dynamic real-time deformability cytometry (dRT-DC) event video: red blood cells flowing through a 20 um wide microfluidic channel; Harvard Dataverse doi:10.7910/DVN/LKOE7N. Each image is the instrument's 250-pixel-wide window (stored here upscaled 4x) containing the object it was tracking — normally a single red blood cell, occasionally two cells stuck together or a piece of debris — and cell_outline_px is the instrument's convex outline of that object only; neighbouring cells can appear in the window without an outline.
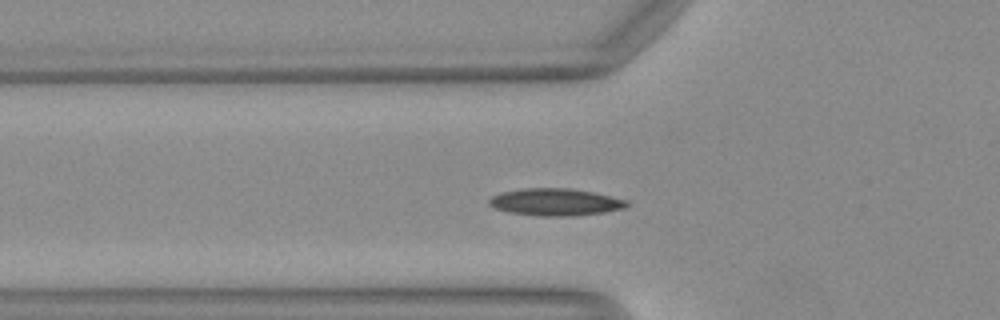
{"species": "Egyptian fruit bat (a non-hibernating species)", "species_latin": "Rousettus aegyptiacus", "temperature_condition": "warm", "stored_images_in_passage": 48, "camera_frame_rate_fps": 3000, "um_per_image_px": 0.085, "animal": {"sex": "female"}, "frame": {"image": 1, "passage_image": 15, "time_ms": 4.667, "image_size_px": [1000, 320], "cell_outline_px": [[628, 204], [624, 208], [604, 212], [572, 216], [540, 216], [508, 212], [496, 208], [488, 204], [488, 200], [492, 196], [500, 192], [524, 188], [572, 188], [592, 192], [628, 200]], "centroid_in_image_um": [47.18, 17.17], "position_along_channel_um": 78.6, "area_um2": 21.79}}
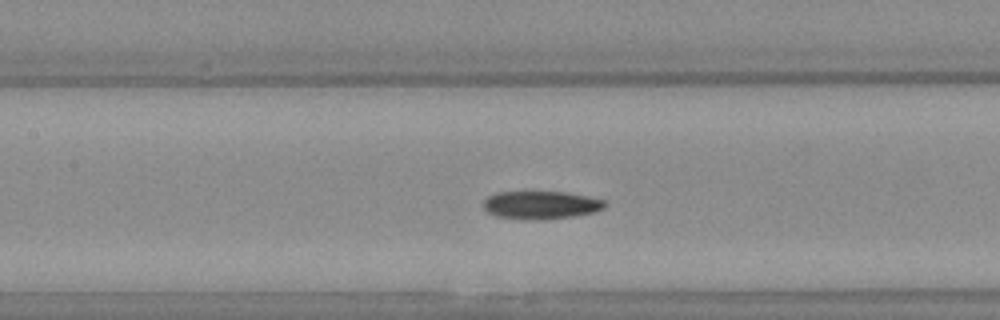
{"frame": {"image": 2, "passage_image": 21, "time_ms": 6.667, "image_size_px": [1000, 320], "cell_outline_px": [[608, 204], [604, 208], [596, 212], [576, 216], [540, 220], [524, 220], [496, 216], [488, 212], [484, 208], [484, 200], [488, 196], [496, 192], [564, 192], [604, 200]], "centroid_in_image_um": [45.98, 17.44], "position_along_channel_um": 161.4, "area_um2": 19.94}}
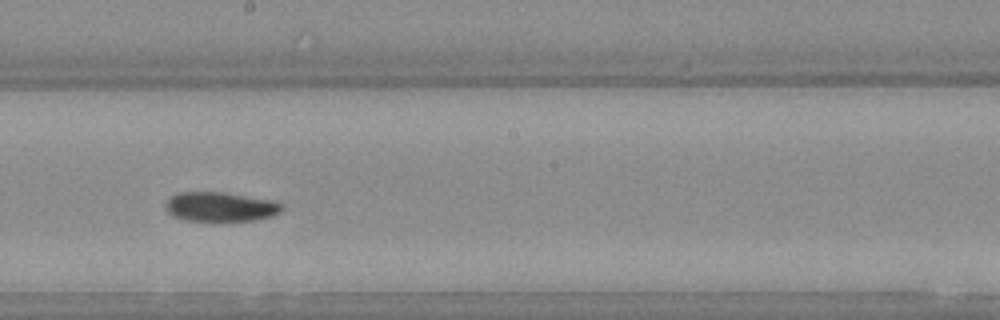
{"frame": {"image": 3, "passage_image": 26, "time_ms": 8.333, "image_size_px": [1000, 320], "cell_outline_px": [[284, 208], [280, 212], [272, 216], [256, 220], [184, 220], [172, 216], [164, 208], [164, 204], [172, 196], [180, 192], [220, 192], [276, 200], [284, 204]], "centroid_in_image_um": [18.76, 17.57], "position_along_channel_um": 229.4, "area_um2": 20.0}, "authors_computed_cell_mechanics": {"area_um2": 19.941, "velocity_mm_per_s": 4.1073, "shape_relaxation_time_tau1_ms": null, "shape_relaxation_time_tau2_ms": 7.8698, "deformation_change_tau1": null, "deformation_change_tau2": 0.1011}}